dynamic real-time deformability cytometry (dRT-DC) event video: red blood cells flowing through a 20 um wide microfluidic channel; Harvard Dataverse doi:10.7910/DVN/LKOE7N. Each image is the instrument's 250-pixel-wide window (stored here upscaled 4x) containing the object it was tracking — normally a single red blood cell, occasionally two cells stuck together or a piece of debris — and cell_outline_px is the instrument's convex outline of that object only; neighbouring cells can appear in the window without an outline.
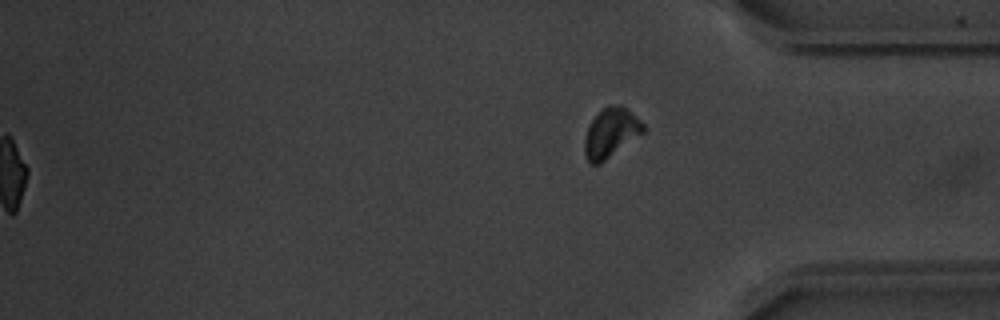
{"species": "common noctule bat (a hibernating species)", "species_latin": "Nyctalus noctula", "temperature_condition": "warm", "stored_images_in_passage": 49, "segment_of_instrument_passage": [2, 2], "camera_frame_rate_fps": 3000, "um_per_image_px": 0.085, "animal": {"sex": "male", "body_mass_g": 20.1, "forearm_length_mm": 53.5}, "frame": {"image": 1, "passage_image": 49, "time_ms": 16.0, "image_size_px": [1000, 320], "cell_outline_px": [[648, 128], [644, 132], [600, 164], [588, 164], [584, 152], [584, 140], [588, 128], [592, 120], [608, 104], [620, 104], [636, 116]], "centroid_in_image_um": [51.93, 11.3], "position_along_channel_um": 383.3, "area_um2": 16.88}}